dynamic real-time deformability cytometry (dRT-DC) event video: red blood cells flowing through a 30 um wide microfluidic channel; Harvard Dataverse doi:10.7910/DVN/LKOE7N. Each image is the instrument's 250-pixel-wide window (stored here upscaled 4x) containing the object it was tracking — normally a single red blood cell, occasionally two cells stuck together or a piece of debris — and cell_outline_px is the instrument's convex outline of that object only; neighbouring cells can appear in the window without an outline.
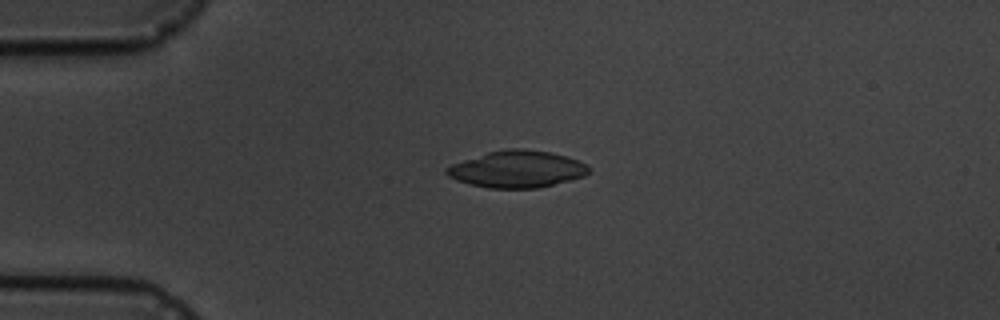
{"species": "common noctule bat (a hibernating species)", "species_latin": "Nyctalus noctula", "temperature_condition": "cold", "stored_images_in_passage": 5, "camera_frame_rate_fps": 3000, "um_per_image_px": 0.085, "animal": {"sex": "male", "body_mass_g": 19.5, "forearm_length_mm": 54.6}, "frame": {"image": 1, "passage_image": 4, "time_ms": 3.333, "image_size_px": [1000, 320], "cell_outline_px": [[588, 172], [584, 176], [536, 188], [488, 188], [468, 184], [456, 180], [448, 176], [444, 172], [444, 168], [452, 164], [488, 152], [508, 148], [524, 148], [552, 152], [568, 156], [580, 160], [588, 168]], "centroid_in_image_um": [43.91, 14.37], "position_along_channel_um": 41.1, "area_um2": 30.52}}